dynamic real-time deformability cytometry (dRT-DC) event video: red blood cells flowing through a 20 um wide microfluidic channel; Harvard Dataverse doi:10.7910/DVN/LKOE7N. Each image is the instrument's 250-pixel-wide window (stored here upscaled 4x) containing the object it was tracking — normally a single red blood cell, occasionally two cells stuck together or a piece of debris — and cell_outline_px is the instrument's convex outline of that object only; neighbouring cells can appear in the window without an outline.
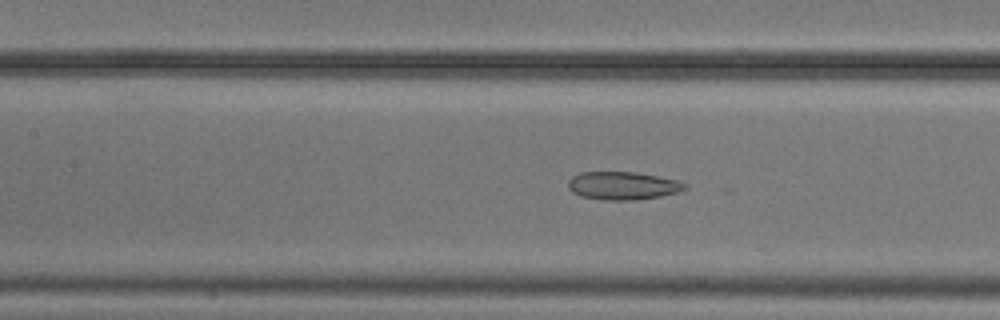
{"species": "common noctule bat (a hibernating species)", "species_latin": "Nyctalus noctula", "temperature_condition": "cold", "stored_images_in_passage": 29, "camera_frame_rate_fps": 3000, "um_per_image_px": 0.085, "animal": {"sex": "male", "body_mass_g": 20.5, "forearm_length_mm": 52.5}, "frame": {"image": 1, "passage_image": 24, "time_ms": 7.667, "image_size_px": [1000, 320], "cell_outline_px": [[688, 188], [680, 192], [660, 196], [632, 200], [604, 200], [580, 196], [572, 192], [568, 188], [568, 180], [572, 176], [580, 172], [636, 172], [680, 180], [688, 184]], "centroid_in_image_um": [52.97, 15.78], "position_along_channel_um": 154.4, "area_um2": 19.31}}
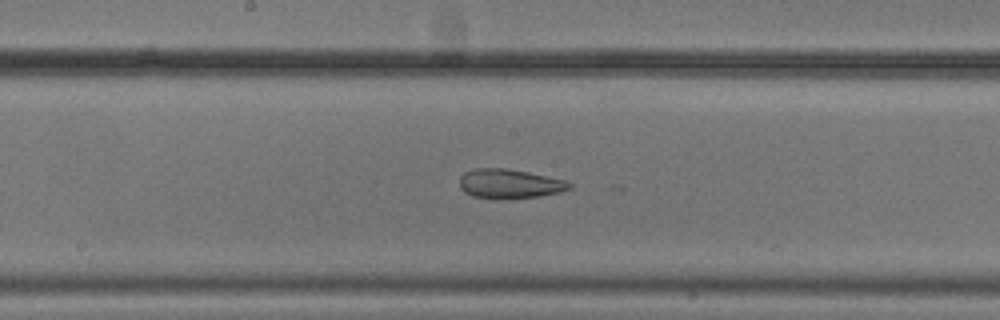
{"frame": {"image": 2, "passage_image": 28, "time_ms": 9.0, "image_size_px": [1000, 320], "cell_outline_px": [[572, 188], [560, 192], [540, 196], [496, 200], [472, 196], [464, 192], [460, 188], [460, 176], [464, 172], [476, 168], [504, 168], [528, 172], [564, 180], [572, 184]], "centroid_in_image_um": [43.28, 15.63], "position_along_channel_um": 204.9, "area_um2": 18.96}}